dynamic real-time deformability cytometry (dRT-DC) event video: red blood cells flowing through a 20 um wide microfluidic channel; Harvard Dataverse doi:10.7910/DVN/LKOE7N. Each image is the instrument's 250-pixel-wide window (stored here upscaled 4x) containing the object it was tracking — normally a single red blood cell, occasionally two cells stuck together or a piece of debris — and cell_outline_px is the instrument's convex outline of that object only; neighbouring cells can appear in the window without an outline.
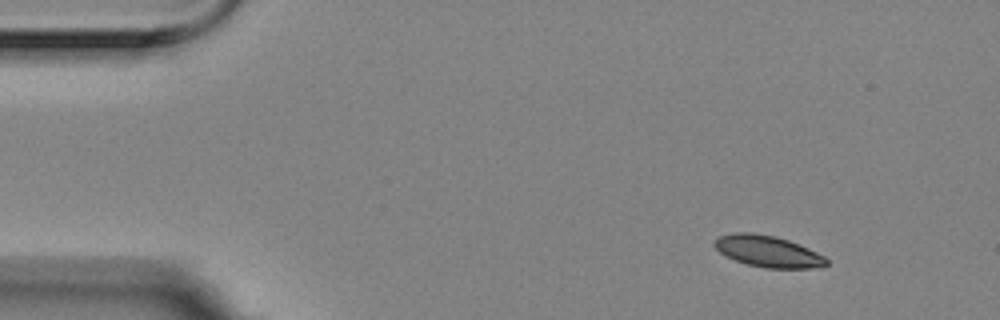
{"species": "Egyptian fruit bat (a non-hibernating species)", "species_latin": "Rousettus aegyptiacus", "temperature_condition": "room temperature", "stored_images_in_passage": 4, "segment_of_instrument_passage": [1, 2], "camera_frame_rate_fps": 3000, "um_per_image_px": 0.085, "animal": {"sex": "female"}, "frame": {"image": 1, "passage_image": 1, "time_ms": 0.0, "image_size_px": [1000, 320], "cell_outline_px": [[828, 264], [812, 268], [764, 268], [748, 264], [736, 260], [720, 252], [712, 244], [712, 240], [720, 236], [736, 232], [752, 232], [776, 236], [788, 240], [808, 248], [824, 256], [828, 260]], "centroid_in_image_um": [65.25, 21.35], "position_along_channel_um": 19.8, "area_um2": 20.4}}
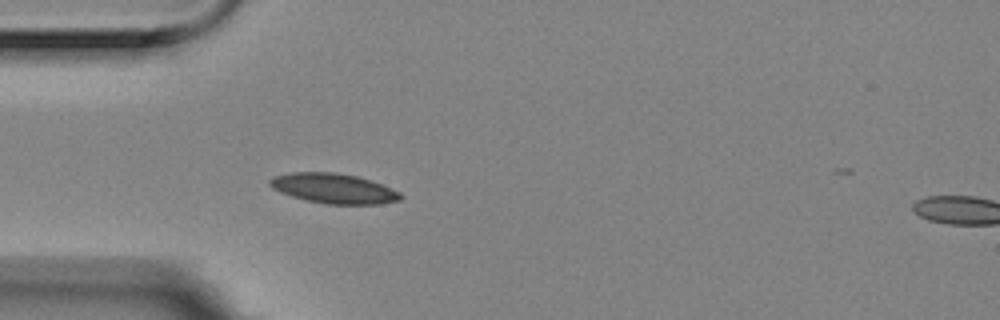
{"frame": {"image": 2, "passage_image": 3, "time_ms": 0.667, "image_size_px": [1000, 320], "cell_outline_px": [[404, 196], [400, 200], [380, 204], [324, 204], [292, 196], [280, 192], [272, 188], [268, 184], [268, 180], [272, 176], [292, 172], [336, 172], [356, 176], [380, 184], [400, 192]], "centroid_in_image_um": [28.33, 16.01], "position_along_channel_um": 56.7, "area_um2": 22.77}}